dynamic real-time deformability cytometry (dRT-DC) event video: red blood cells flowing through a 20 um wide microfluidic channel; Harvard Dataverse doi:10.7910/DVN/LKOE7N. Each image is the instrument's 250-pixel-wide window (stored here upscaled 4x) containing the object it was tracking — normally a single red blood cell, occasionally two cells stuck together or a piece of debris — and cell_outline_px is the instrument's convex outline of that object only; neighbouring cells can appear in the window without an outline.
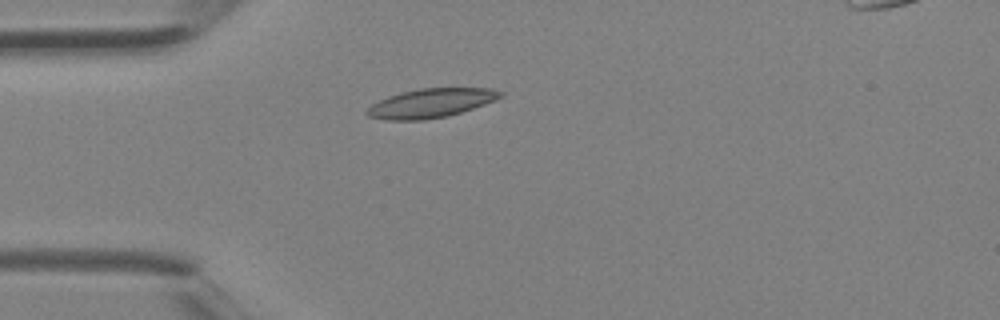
{"species": "Egyptian fruit bat (a non-hibernating species)", "species_latin": "Rousettus aegyptiacus", "temperature_condition": "room temperature", "stored_images_in_passage": 1, "camera_frame_rate_fps": 3000, "um_per_image_px": 0.085, "animal": {"sex": "female"}, "frame": {"image": 1, "passage_image": 1, "time_ms": 0.0, "image_size_px": [1000, 320], "cell_outline_px": [[504, 96], [496, 100], [448, 116], [424, 120], [384, 120], [368, 116], [364, 112], [372, 104], [388, 96], [420, 88], [492, 88], [504, 92]], "centroid_in_image_um": [36.64, 8.77], "position_along_channel_um": 48.4, "area_um2": 22.54}}